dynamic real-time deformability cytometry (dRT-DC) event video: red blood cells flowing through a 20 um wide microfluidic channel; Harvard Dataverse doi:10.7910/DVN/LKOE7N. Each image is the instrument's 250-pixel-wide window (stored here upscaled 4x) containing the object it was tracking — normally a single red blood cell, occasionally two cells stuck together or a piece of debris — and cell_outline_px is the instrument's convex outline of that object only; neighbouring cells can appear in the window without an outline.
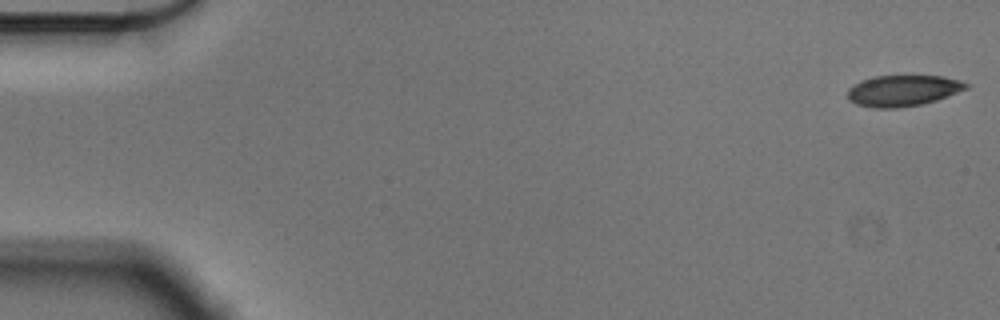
{"species": "Egyptian fruit bat (a non-hibernating species)", "species_latin": "Rousettus aegyptiacus", "temperature_condition": "cold", "stored_images_in_passage": 56, "camera_frame_rate_fps": 3000, "um_per_image_px": 0.085, "animal": {"sex": "male"}, "frame": {"image": 1, "passage_image": 1, "time_ms": 0.0, "image_size_px": [1000, 320], "cell_outline_px": [[972, 84], [968, 88], [936, 100], [924, 104], [900, 108], [872, 108], [856, 104], [848, 100], [848, 88], [860, 80], [876, 76], [944, 76], [960, 80]], "centroid_in_image_um": [76.75, 7.71], "position_along_channel_um": 8.2, "area_um2": 21.68}}
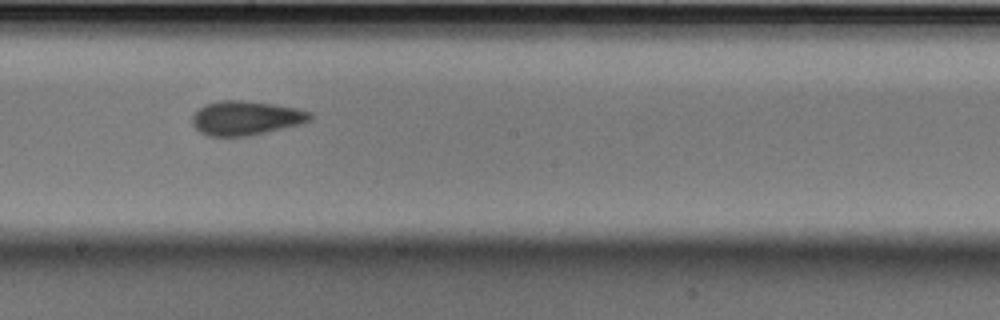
{"frame": {"image": 2, "passage_image": 31, "time_ms": 10.0, "image_size_px": [1000, 320], "cell_outline_px": [[312, 120], [304, 124], [248, 136], [208, 136], [200, 132], [192, 124], [192, 116], [204, 104], [220, 100], [244, 100], [276, 104], [296, 108], [312, 112]], "centroid_in_image_um": [20.94, 10.03], "position_along_channel_um": 227.3, "area_um2": 23.81}}
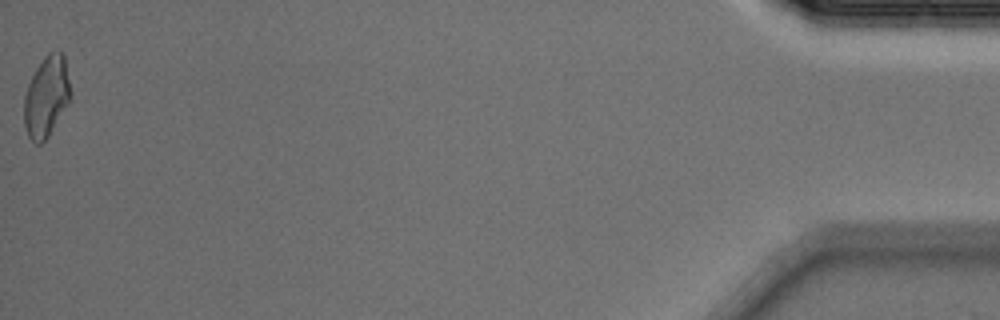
{"frame": {"image": 3, "passage_image": 56, "time_ms": 18.333, "image_size_px": [1000, 320], "cell_outline_px": [[68, 104], [48, 136], [40, 144], [36, 144], [28, 136], [24, 124], [24, 96], [28, 84], [36, 68], [44, 56], [48, 52], [56, 48], [64, 56], [68, 80]], "centroid_in_image_um": [3.91, 8.19], "position_along_channel_um": 431.3, "area_um2": 21.44}, "authors_computed_cell_mechanics": {"area_um2": 22.4264, "velocity_mm_per_s": 3.5792, "shape_relaxation_time_tau1_ms": 4.2803, "shape_relaxation_time_tau2_ms": 1.4723, "deformation_change_tau1": 0.1059, "deformation_change_tau2": 0.0591}}